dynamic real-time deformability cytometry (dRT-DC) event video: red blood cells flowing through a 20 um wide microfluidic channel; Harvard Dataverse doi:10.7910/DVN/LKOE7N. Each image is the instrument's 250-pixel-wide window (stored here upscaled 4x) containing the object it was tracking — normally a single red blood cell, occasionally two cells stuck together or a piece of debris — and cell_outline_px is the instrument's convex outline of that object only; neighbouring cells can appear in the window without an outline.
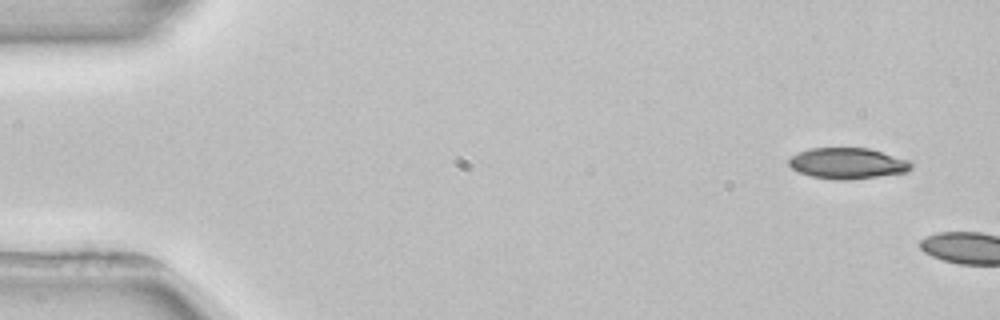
{"species": "common noctule bat (a hibernating species)", "species_latin": "Nyctalus noctula", "temperature_condition": "room temperature", "stored_images_in_passage": 2, "camera_frame_rate_fps": 3000, "um_per_image_px": 0.085, "animal": {"sex": "female", "body_mass_g": 22.7, "forearm_length_mm": 54.2}, "frame": {"image": 1, "passage_image": 1, "time_ms": 0.0, "image_size_px": [1000, 320], "cell_outline_px": [[912, 168], [908, 172], [848, 180], [836, 180], [812, 176], [800, 172], [792, 168], [788, 164], [788, 160], [792, 156], [808, 148], [868, 148], [908, 160], [912, 164]], "centroid_in_image_um": [72.04, 13.88], "position_along_channel_um": 13.0, "area_um2": 21.91}}